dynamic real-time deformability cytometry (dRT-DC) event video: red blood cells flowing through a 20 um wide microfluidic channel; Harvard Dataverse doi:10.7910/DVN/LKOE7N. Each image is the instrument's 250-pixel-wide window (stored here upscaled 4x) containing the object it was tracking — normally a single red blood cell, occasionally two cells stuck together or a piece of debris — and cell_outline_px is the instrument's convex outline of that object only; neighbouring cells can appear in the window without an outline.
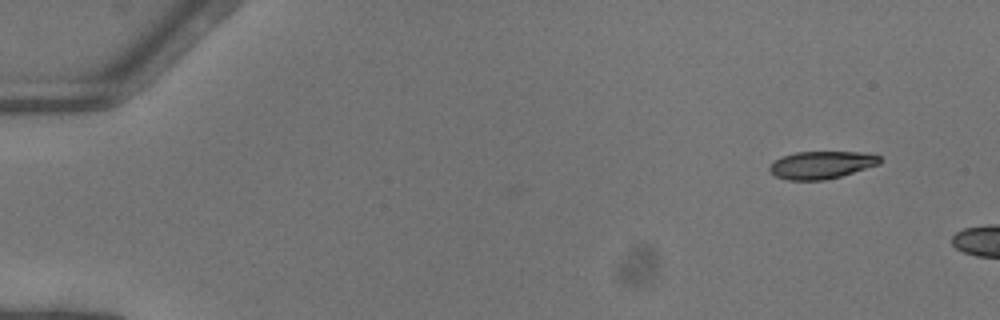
{"species": "common noctule bat (a hibernating species)", "species_latin": "Nyctalus noctula", "temperature_condition": "warm", "stored_images_in_passage": 3, "camera_frame_rate_fps": 3000, "um_per_image_px": 0.085, "animal": {"sex": "female"}, "frame": {"image": 1, "passage_image": 1, "time_ms": 0.0, "image_size_px": [1000, 320], "cell_outline_px": [[880, 164], [840, 176], [824, 180], [788, 180], [776, 176], [768, 168], [776, 160], [784, 156], [796, 152], [860, 152], [880, 156]], "centroid_in_image_um": [69.83, 14.02], "position_along_channel_um": 15.2, "area_um2": 17.4}}